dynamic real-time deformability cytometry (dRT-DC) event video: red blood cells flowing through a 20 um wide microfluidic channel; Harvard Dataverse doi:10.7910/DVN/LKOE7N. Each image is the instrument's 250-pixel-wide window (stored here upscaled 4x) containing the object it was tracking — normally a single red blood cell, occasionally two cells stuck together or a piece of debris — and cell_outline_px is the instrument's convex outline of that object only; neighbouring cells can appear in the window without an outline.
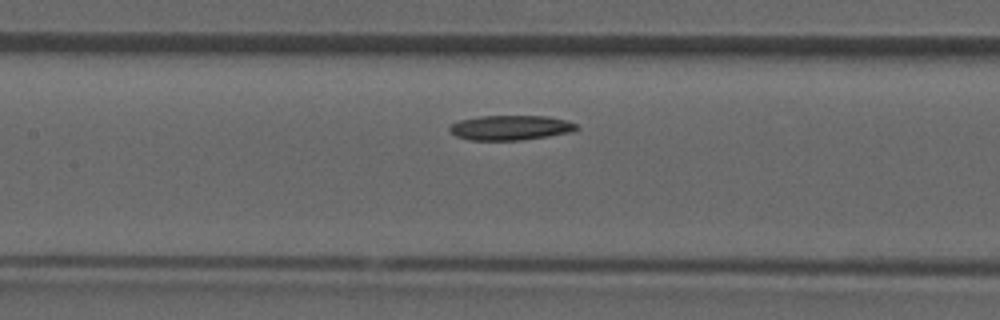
{"species": "common noctule bat (a hibernating species)", "species_latin": "Nyctalus noctula", "temperature_condition": "room temperature", "stored_images_in_passage": 33, "camera_frame_rate_fps": 3000, "um_per_image_px": 0.085, "animal": {"sex": "male", "forearm_length_mm": 52.5}, "frame": {"image": 1, "passage_image": 10, "time_ms": 3.0, "image_size_px": [1000, 320], "cell_outline_px": [[580, 128], [572, 132], [548, 136], [520, 140], [472, 140], [456, 136], [448, 128], [452, 124], [460, 120], [480, 116], [548, 116], [568, 120], [576, 124]], "centroid_in_image_um": [43.44, 10.85], "position_along_channel_um": 164.0, "area_um2": 18.32}}